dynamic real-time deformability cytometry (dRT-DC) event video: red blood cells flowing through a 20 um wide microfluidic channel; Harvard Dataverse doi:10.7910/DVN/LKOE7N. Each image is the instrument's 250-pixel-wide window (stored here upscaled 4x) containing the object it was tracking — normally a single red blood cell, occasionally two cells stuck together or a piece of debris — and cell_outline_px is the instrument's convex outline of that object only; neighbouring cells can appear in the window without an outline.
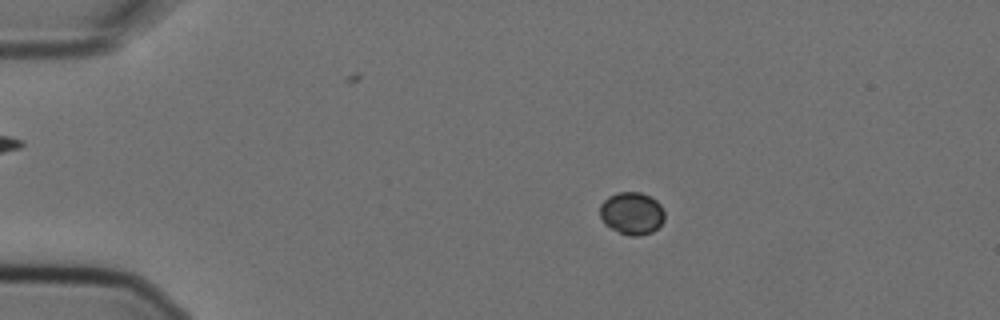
{"species": "Egyptian fruit bat (a non-hibernating species)", "species_latin": "Rousettus aegyptiacus", "temperature_condition": "cold", "stored_images_in_passage": 9, "camera_frame_rate_fps": 3000, "um_per_image_px": 0.085, "animal": {"sex": "female"}, "frame": {"image": 1, "passage_image": 2, "time_ms": 0.333, "image_size_px": [1000, 320], "cell_outline_px": [[664, 220], [652, 232], [640, 236], [628, 236], [604, 224], [600, 216], [600, 204], [608, 196], [616, 192], [640, 192], [656, 200], [660, 204], [664, 212]], "centroid_in_image_um": [53.69, 18.13], "position_along_channel_um": 31.3, "area_um2": 16.01}}
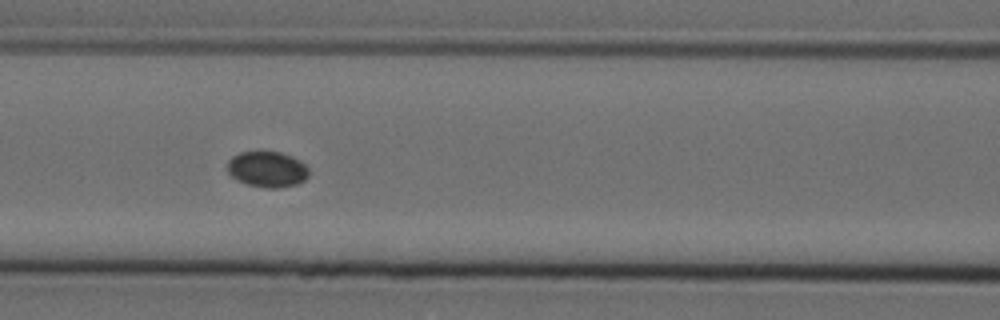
{"frame": {"image": 2, "passage_image": 6, "time_ms": 1.667, "image_size_px": [1000, 320], "cell_outline_px": [[308, 176], [304, 180], [296, 184], [280, 188], [264, 188], [248, 184], [236, 180], [228, 172], [228, 160], [232, 156], [240, 152], [260, 148], [280, 152], [292, 156], [300, 160], [308, 168]], "centroid_in_image_um": [22.69, 14.34], "position_along_channel_um": 143.9, "area_um2": 17.57}}
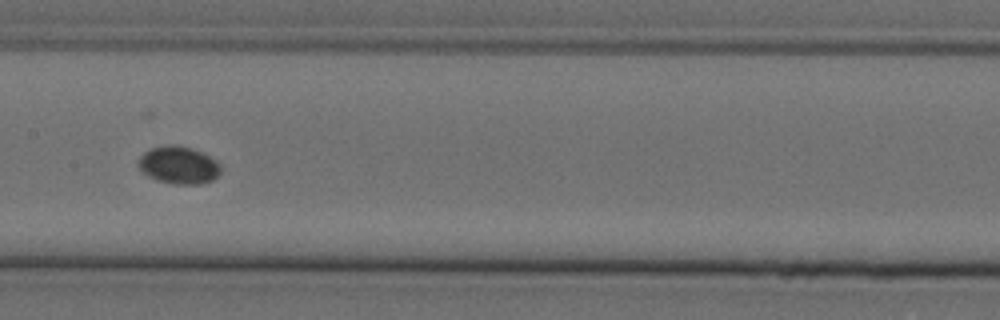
{"frame": {"image": 3, "passage_image": 7, "time_ms": 2.0, "image_size_px": [1000, 320], "cell_outline_px": [[220, 172], [212, 180], [200, 184], [176, 184], [156, 180], [148, 176], [140, 168], [140, 156], [144, 152], [152, 148], [168, 144], [172, 144], [192, 148], [216, 160], [220, 164]], "centroid_in_image_um": [15.2, 14.03], "position_along_channel_um": 192.2, "area_um2": 17.74}}